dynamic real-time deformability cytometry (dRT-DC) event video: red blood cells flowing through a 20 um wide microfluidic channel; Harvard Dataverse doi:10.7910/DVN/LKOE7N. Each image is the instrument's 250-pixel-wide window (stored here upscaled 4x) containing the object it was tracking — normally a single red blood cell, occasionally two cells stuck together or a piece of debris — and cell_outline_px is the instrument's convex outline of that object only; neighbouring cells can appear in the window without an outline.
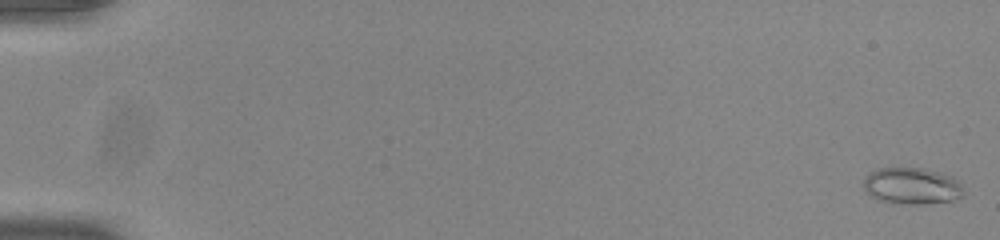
{"species": "common noctule bat (a hibernating species)", "species_latin": "Nyctalus noctula", "temperature_condition": "room temperature", "stored_images_in_passage": 55, "camera_frame_rate_fps": 3000, "um_per_image_px": 0.085, "animal": {"sex": "male", "body_mass_g": 20.0, "forearm_length_mm": 53.3}, "frame": {"image": 1, "passage_image": 2, "time_ms": 0.333, "image_size_px": [1000, 240], "cell_outline_px": [[964, 192], [960, 196], [952, 200], [924, 204], [888, 204], [872, 196], [864, 188], [864, 180], [876, 168], [924, 168], [952, 176], [960, 184]], "centroid_in_image_um": [77.5, 15.82], "position_along_channel_um": 7.5, "area_um2": 21.21}}
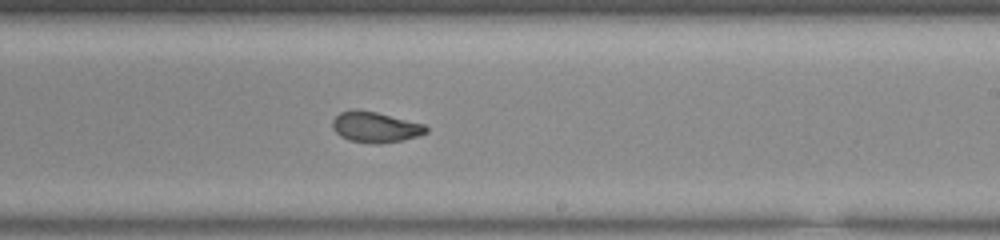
{"frame": {"image": 2, "passage_image": 35, "time_ms": 11.333, "image_size_px": [1000, 240], "cell_outline_px": [[428, 132], [416, 136], [400, 140], [380, 144], [372, 144], [348, 140], [340, 136], [332, 128], [332, 120], [340, 112], [352, 108], [356, 108], [376, 112], [424, 124], [428, 128]], "centroid_in_image_um": [31.85, 10.79], "position_along_channel_um": 257.1, "area_um2": 16.82}}
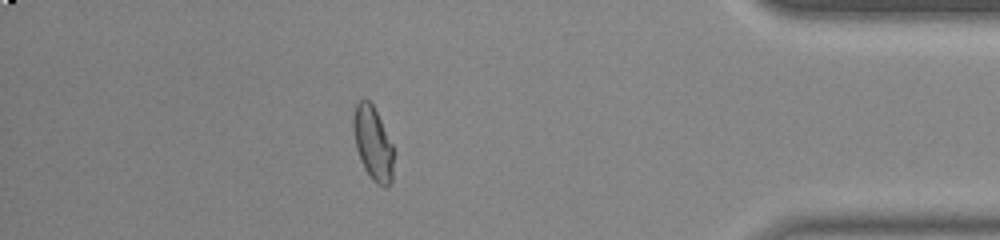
{"frame": {"image": 3, "passage_image": 49, "time_ms": 16.0, "image_size_px": [1000, 240], "cell_outline_px": [[392, 180], [384, 188], [376, 184], [372, 180], [364, 168], [360, 160], [356, 148], [352, 128], [352, 120], [356, 104], [360, 100], [368, 100], [372, 104], [392, 144]], "centroid_in_image_um": [31.66, 12.2], "position_along_channel_um": 403.5, "area_um2": 17.05}, "authors_computed_cell_mechanics": {"area_um2": 17.4556, "velocity_mm_per_s": 3.8952, "shape_relaxation_time_tau1_ms": 7.6512, "shape_relaxation_time_tau2_ms": 1.2216, "deformation_change_tau1": 0.193, "deformation_change_tau2": 0.0608}}